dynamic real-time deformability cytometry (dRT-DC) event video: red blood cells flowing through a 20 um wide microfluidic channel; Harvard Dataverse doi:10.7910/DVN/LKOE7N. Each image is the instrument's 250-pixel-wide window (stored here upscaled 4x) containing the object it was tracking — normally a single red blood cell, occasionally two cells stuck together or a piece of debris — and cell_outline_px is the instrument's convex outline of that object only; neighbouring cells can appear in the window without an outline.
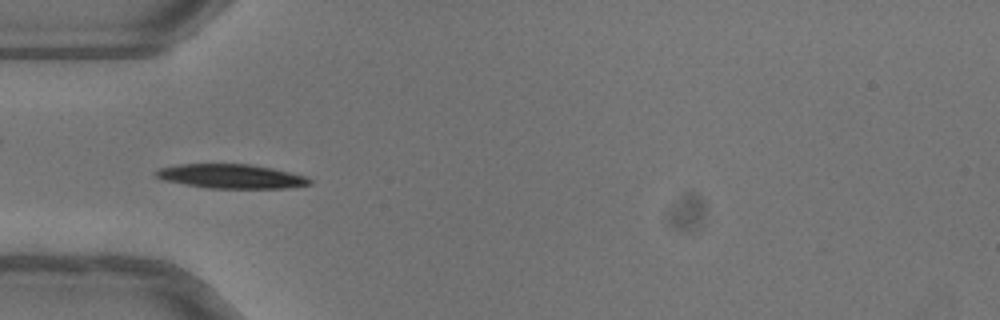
{"species": "common noctule bat (a hibernating species)", "species_latin": "Nyctalus noctula", "temperature_condition": "warm", "stored_images_in_passage": 19, "camera_frame_rate_fps": 3000, "um_per_image_px": 0.085, "animal": {"sex": "female"}, "frame": {"image": 1, "passage_image": 4, "time_ms": 1.0, "image_size_px": [1000, 320], "cell_outline_px": [[312, 184], [284, 188], [208, 188], [184, 184], [164, 180], [156, 176], [152, 172], [160, 168], [180, 164], [248, 164], [272, 168], [304, 176], [312, 180]], "centroid_in_image_um": [19.62, 14.98], "position_along_channel_um": 65.4, "area_um2": 21.5}}
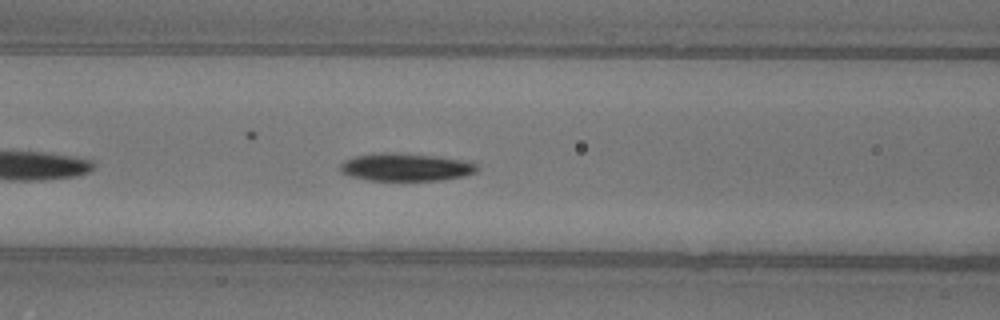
{"frame": {"image": 2, "passage_image": 9, "time_ms": 2.667, "image_size_px": [1000, 320], "cell_outline_px": [[480, 168], [476, 172], [464, 176], [440, 180], [368, 180], [352, 176], [340, 172], [340, 164], [344, 160], [356, 156], [376, 152], [396, 152], [436, 156], [464, 160], [476, 164]], "centroid_in_image_um": [34.49, 14.19], "position_along_channel_um": 132.1, "area_um2": 22.25}}